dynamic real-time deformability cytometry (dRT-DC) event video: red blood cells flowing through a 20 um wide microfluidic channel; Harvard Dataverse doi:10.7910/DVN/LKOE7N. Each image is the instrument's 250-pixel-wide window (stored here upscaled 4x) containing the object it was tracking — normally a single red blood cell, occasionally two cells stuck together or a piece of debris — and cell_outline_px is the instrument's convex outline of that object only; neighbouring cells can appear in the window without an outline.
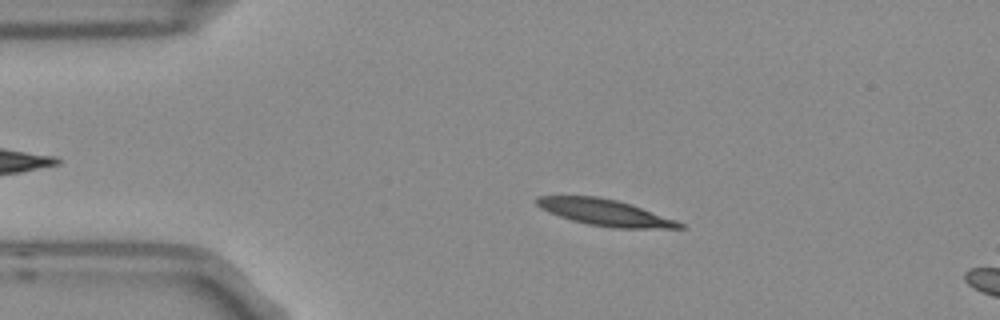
{"species": "Egyptian fruit bat (a non-hibernating species)", "species_latin": "Rousettus aegyptiacus", "temperature_condition": "room temperature", "stored_images_in_passage": 3, "camera_frame_rate_fps": 3000, "um_per_image_px": 0.085, "frame": {"image": 1, "passage_image": 2, "time_ms": 0.333, "image_size_px": [1000, 320], "cell_outline_px": [[684, 228], [612, 228], [588, 224], [572, 220], [548, 212], [540, 208], [536, 204], [536, 200], [540, 196], [596, 196], [616, 200], [632, 204], [676, 220], [684, 224]], "centroid_in_image_um": [51.44, 18.06], "position_along_channel_um": 33.6, "area_um2": 21.79}}